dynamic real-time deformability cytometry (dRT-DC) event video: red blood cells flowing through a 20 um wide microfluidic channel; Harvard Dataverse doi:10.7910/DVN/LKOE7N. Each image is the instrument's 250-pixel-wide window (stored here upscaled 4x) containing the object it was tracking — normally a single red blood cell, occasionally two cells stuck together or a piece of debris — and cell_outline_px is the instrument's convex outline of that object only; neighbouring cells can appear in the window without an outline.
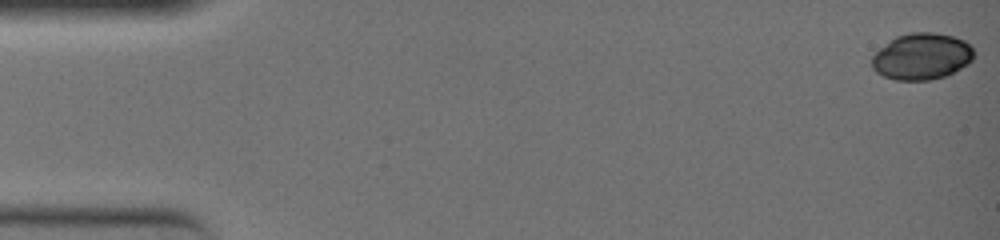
{"species": "common noctule bat (a hibernating species)", "species_latin": "Nyctalus noctula", "temperature_condition": "warm", "stored_images_in_passage": 49, "camera_frame_rate_fps": 3000, "um_per_image_px": 0.085, "animal": {"sex": "female", "body_mass_g": 19.0, "forearm_length_mm": 51.5}, "frame": {"image": 1, "passage_image": 1, "time_ms": 0.0, "image_size_px": [1000, 240], "cell_outline_px": [[976, 56], [968, 64], [944, 76], [928, 80], [896, 80], [884, 76], [876, 72], [872, 68], [872, 56], [880, 48], [896, 36], [912, 32], [932, 32], [952, 36], [964, 40], [976, 52]], "centroid_in_image_um": [78.36, 4.79], "position_along_channel_um": 6.6, "area_um2": 27.57}}